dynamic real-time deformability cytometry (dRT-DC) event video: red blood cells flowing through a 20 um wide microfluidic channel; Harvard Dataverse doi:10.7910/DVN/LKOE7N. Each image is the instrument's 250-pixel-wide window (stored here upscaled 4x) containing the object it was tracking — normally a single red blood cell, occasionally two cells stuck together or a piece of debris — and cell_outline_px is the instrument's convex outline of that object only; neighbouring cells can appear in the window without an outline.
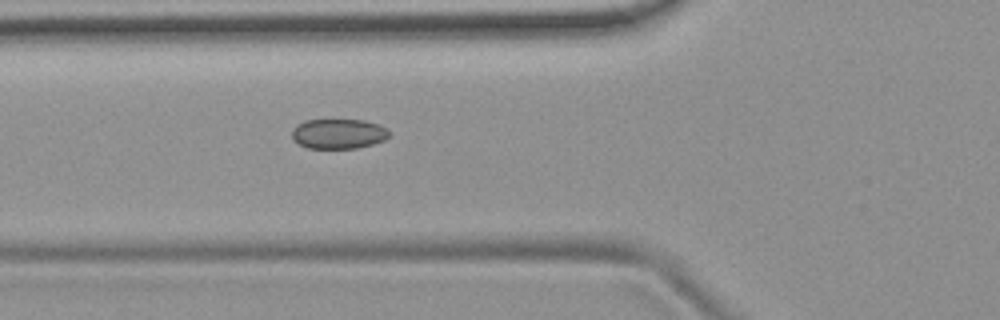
{"species": "common noctule bat (a hibernating species)", "species_latin": "Nyctalus noctula", "temperature_condition": "room temperature", "stored_images_in_passage": 5, "camera_frame_rate_fps": 3000, "um_per_image_px": 0.085, "animal": {"sex": "female", "body_mass_g": 19.9}, "frame": {"image": 1, "passage_image": 5, "time_ms": 5.333, "image_size_px": [1000, 320], "cell_outline_px": [[388, 136], [384, 140], [372, 144], [356, 148], [308, 148], [292, 140], [292, 128], [296, 124], [304, 120], [364, 120], [388, 128]], "centroid_in_image_um": [28.73, 11.36], "position_along_channel_um": 97.1, "area_um2": 16.94}}